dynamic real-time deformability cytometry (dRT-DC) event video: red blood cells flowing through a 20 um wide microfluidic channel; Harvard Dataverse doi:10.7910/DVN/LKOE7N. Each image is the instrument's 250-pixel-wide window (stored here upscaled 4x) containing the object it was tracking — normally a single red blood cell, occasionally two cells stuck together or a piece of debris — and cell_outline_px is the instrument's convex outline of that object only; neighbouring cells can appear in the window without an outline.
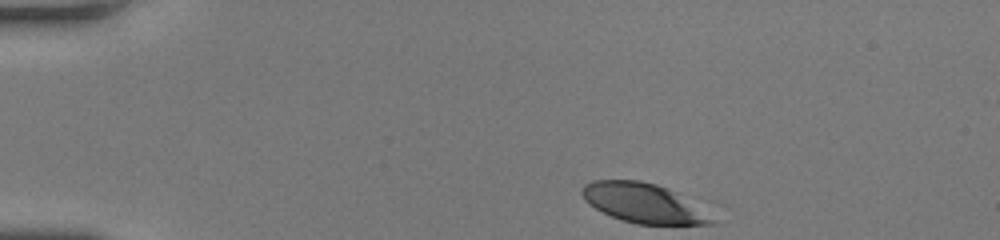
{"species": "human", "species_latin": "Homo sapiens", "temperature_condition": "room temperature", "stored_images_in_passage": 33, "camera_frame_rate_fps": 3000, "um_per_image_px": 0.085, "donor": {"sex": "female"}, "frame": {"image": 1, "passage_image": 1, "time_ms": 0.0, "image_size_px": [1000, 240], "cell_outline_px": [[716, 224], [636, 224], [612, 216], [588, 204], [584, 200], [580, 192], [584, 184], [592, 180], [640, 180], [656, 184], [668, 188], [676, 192], [712, 220]], "centroid_in_image_um": [54.55, 17.24], "position_along_channel_um": 30.4, "area_um2": 29.02}}
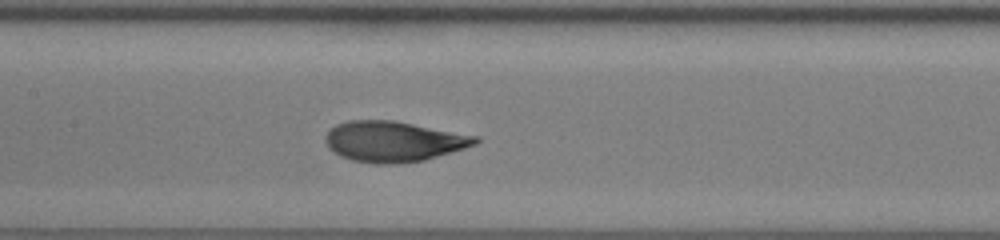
{"frame": {"image": 2, "passage_image": 18, "time_ms": 5.667, "image_size_px": [1000, 240], "cell_outline_px": [[480, 140], [476, 144], [464, 148], [424, 160], [392, 164], [376, 164], [352, 160], [340, 156], [328, 148], [324, 140], [324, 136], [336, 124], [348, 120], [392, 120], [480, 136]], "centroid_in_image_um": [33.43, 12.02], "position_along_channel_um": 174.0, "area_um2": 35.43}}
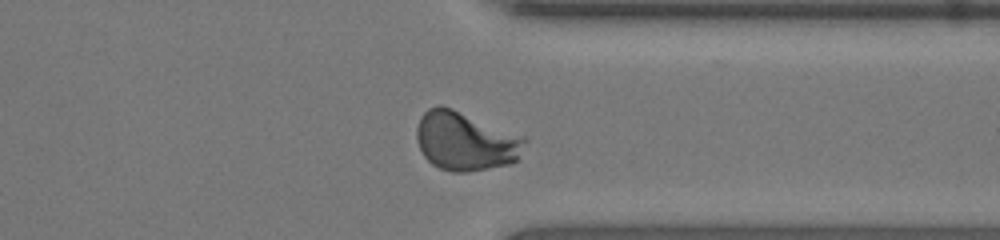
{"frame": {"image": 3, "passage_image": 33, "time_ms": 10.667, "image_size_px": [1000, 240], "cell_outline_px": [[528, 140], [516, 160], [512, 164], [468, 172], [452, 172], [440, 168], [432, 164], [424, 156], [416, 140], [416, 128], [420, 116], [428, 108], [436, 104], [440, 104], [452, 108], [528, 136]], "centroid_in_image_um": [39.59, 11.98], "position_along_channel_um": 371.8, "area_um2": 37.8}, "authors_computed_cell_mechanics": {"area_um2": 34.3332, "velocity_mm_per_s": 3.9556, "shape_relaxation_time_tau1_ms": 3.4726, "shape_relaxation_time_tau2_ms": null, "deformation_change_tau1": 0.1902, "deformation_change_tau2": null}}